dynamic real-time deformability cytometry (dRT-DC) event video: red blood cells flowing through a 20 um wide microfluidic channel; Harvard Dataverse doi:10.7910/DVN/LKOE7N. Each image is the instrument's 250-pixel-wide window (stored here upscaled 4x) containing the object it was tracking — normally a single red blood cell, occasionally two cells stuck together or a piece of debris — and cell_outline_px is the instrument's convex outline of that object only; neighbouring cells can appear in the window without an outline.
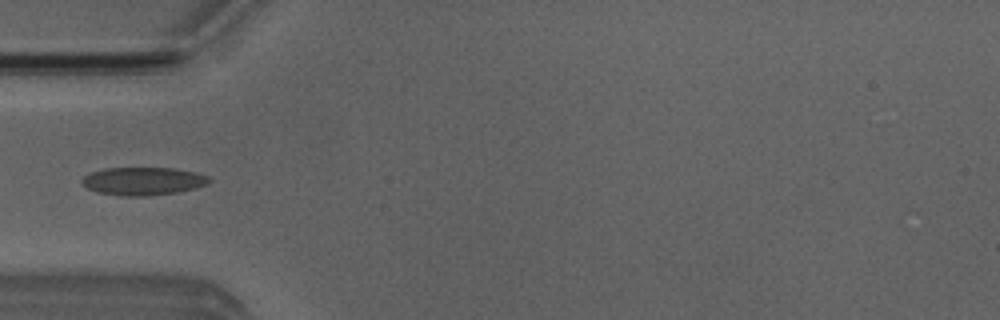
{"species": "Egyptian fruit bat (a non-hibernating species)", "species_latin": "Rousettus aegyptiacus", "temperature_condition": "room temperature", "stored_images_in_passage": 4, "camera_frame_rate_fps": 3000, "um_per_image_px": 0.085, "animal": {"sex": "male"}, "frame": {"image": 1, "passage_image": 4, "time_ms": 1.0, "image_size_px": [1000, 320], "cell_outline_px": [[212, 180], [208, 184], [196, 188], [176, 192], [148, 196], [120, 196], [96, 192], [88, 188], [80, 180], [84, 176], [92, 172], [104, 168], [176, 168], [196, 172], [208, 176]], "centroid_in_image_um": [12.19, 15.4], "position_along_channel_um": 72.8, "area_um2": 20.87}}